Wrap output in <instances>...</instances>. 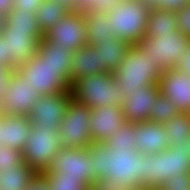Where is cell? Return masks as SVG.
I'll return each instance as SVG.
<instances>
[{
  "label": "cell",
  "mask_w": 190,
  "mask_h": 190,
  "mask_svg": "<svg viewBox=\"0 0 190 190\" xmlns=\"http://www.w3.org/2000/svg\"><path fill=\"white\" fill-rule=\"evenodd\" d=\"M4 25H5V17L2 14H0V34L2 33Z\"/></svg>",
  "instance_id": "7dc6e473"
},
{
  "label": "cell",
  "mask_w": 190,
  "mask_h": 190,
  "mask_svg": "<svg viewBox=\"0 0 190 190\" xmlns=\"http://www.w3.org/2000/svg\"><path fill=\"white\" fill-rule=\"evenodd\" d=\"M44 38L62 48L75 52L87 45V30L83 11L70 12L44 34Z\"/></svg>",
  "instance_id": "7c38bea8"
},
{
  "label": "cell",
  "mask_w": 190,
  "mask_h": 190,
  "mask_svg": "<svg viewBox=\"0 0 190 190\" xmlns=\"http://www.w3.org/2000/svg\"><path fill=\"white\" fill-rule=\"evenodd\" d=\"M187 4H190V0H162L158 6V9L177 12Z\"/></svg>",
  "instance_id": "ab89813d"
},
{
  "label": "cell",
  "mask_w": 190,
  "mask_h": 190,
  "mask_svg": "<svg viewBox=\"0 0 190 190\" xmlns=\"http://www.w3.org/2000/svg\"><path fill=\"white\" fill-rule=\"evenodd\" d=\"M2 134H1V114H0V146H1V140H2Z\"/></svg>",
  "instance_id": "681fc988"
},
{
  "label": "cell",
  "mask_w": 190,
  "mask_h": 190,
  "mask_svg": "<svg viewBox=\"0 0 190 190\" xmlns=\"http://www.w3.org/2000/svg\"><path fill=\"white\" fill-rule=\"evenodd\" d=\"M90 119L91 108L79 103L72 97L58 129L62 147L81 148L93 143L91 140Z\"/></svg>",
  "instance_id": "9c48e42d"
},
{
  "label": "cell",
  "mask_w": 190,
  "mask_h": 190,
  "mask_svg": "<svg viewBox=\"0 0 190 190\" xmlns=\"http://www.w3.org/2000/svg\"><path fill=\"white\" fill-rule=\"evenodd\" d=\"M137 136V123L126 121L111 137L104 142L108 148H121L125 151H137L135 139Z\"/></svg>",
  "instance_id": "83f0119b"
},
{
  "label": "cell",
  "mask_w": 190,
  "mask_h": 190,
  "mask_svg": "<svg viewBox=\"0 0 190 190\" xmlns=\"http://www.w3.org/2000/svg\"><path fill=\"white\" fill-rule=\"evenodd\" d=\"M176 15L178 30L187 38H190V4L184 5L176 12Z\"/></svg>",
  "instance_id": "e575fe53"
},
{
  "label": "cell",
  "mask_w": 190,
  "mask_h": 190,
  "mask_svg": "<svg viewBox=\"0 0 190 190\" xmlns=\"http://www.w3.org/2000/svg\"><path fill=\"white\" fill-rule=\"evenodd\" d=\"M176 68L190 76V46L185 51L184 57L178 62Z\"/></svg>",
  "instance_id": "b9f144b4"
},
{
  "label": "cell",
  "mask_w": 190,
  "mask_h": 190,
  "mask_svg": "<svg viewBox=\"0 0 190 190\" xmlns=\"http://www.w3.org/2000/svg\"><path fill=\"white\" fill-rule=\"evenodd\" d=\"M16 72L41 96L71 91L70 74L53 68L37 54L17 66Z\"/></svg>",
  "instance_id": "8992f818"
},
{
  "label": "cell",
  "mask_w": 190,
  "mask_h": 190,
  "mask_svg": "<svg viewBox=\"0 0 190 190\" xmlns=\"http://www.w3.org/2000/svg\"><path fill=\"white\" fill-rule=\"evenodd\" d=\"M0 65L11 71H16L17 65L7 55L5 38L0 34Z\"/></svg>",
  "instance_id": "f35d334b"
},
{
  "label": "cell",
  "mask_w": 190,
  "mask_h": 190,
  "mask_svg": "<svg viewBox=\"0 0 190 190\" xmlns=\"http://www.w3.org/2000/svg\"><path fill=\"white\" fill-rule=\"evenodd\" d=\"M72 97L93 108L122 106L126 100L123 84L112 72L85 75L71 85Z\"/></svg>",
  "instance_id": "7a4b0ae2"
},
{
  "label": "cell",
  "mask_w": 190,
  "mask_h": 190,
  "mask_svg": "<svg viewBox=\"0 0 190 190\" xmlns=\"http://www.w3.org/2000/svg\"><path fill=\"white\" fill-rule=\"evenodd\" d=\"M48 178L50 190H80L85 185L78 178L63 177L60 172H43Z\"/></svg>",
  "instance_id": "4dcf8cb0"
},
{
  "label": "cell",
  "mask_w": 190,
  "mask_h": 190,
  "mask_svg": "<svg viewBox=\"0 0 190 190\" xmlns=\"http://www.w3.org/2000/svg\"><path fill=\"white\" fill-rule=\"evenodd\" d=\"M1 34L5 38L7 55L17 66L37 53L38 43L44 38L41 30L14 29L6 21Z\"/></svg>",
  "instance_id": "5bb4252c"
},
{
  "label": "cell",
  "mask_w": 190,
  "mask_h": 190,
  "mask_svg": "<svg viewBox=\"0 0 190 190\" xmlns=\"http://www.w3.org/2000/svg\"><path fill=\"white\" fill-rule=\"evenodd\" d=\"M83 12L87 30V45L105 41L113 36L107 13L95 12L90 9Z\"/></svg>",
  "instance_id": "7402d4cb"
},
{
  "label": "cell",
  "mask_w": 190,
  "mask_h": 190,
  "mask_svg": "<svg viewBox=\"0 0 190 190\" xmlns=\"http://www.w3.org/2000/svg\"><path fill=\"white\" fill-rule=\"evenodd\" d=\"M45 172H60L63 177L78 178L85 186L93 185V169L89 163L87 147H62Z\"/></svg>",
  "instance_id": "30bf717a"
},
{
  "label": "cell",
  "mask_w": 190,
  "mask_h": 190,
  "mask_svg": "<svg viewBox=\"0 0 190 190\" xmlns=\"http://www.w3.org/2000/svg\"><path fill=\"white\" fill-rule=\"evenodd\" d=\"M25 190H50L48 178L43 173H35Z\"/></svg>",
  "instance_id": "74e56055"
},
{
  "label": "cell",
  "mask_w": 190,
  "mask_h": 190,
  "mask_svg": "<svg viewBox=\"0 0 190 190\" xmlns=\"http://www.w3.org/2000/svg\"><path fill=\"white\" fill-rule=\"evenodd\" d=\"M80 190H92V185L89 186H84L82 189Z\"/></svg>",
  "instance_id": "c3c4849f"
},
{
  "label": "cell",
  "mask_w": 190,
  "mask_h": 190,
  "mask_svg": "<svg viewBox=\"0 0 190 190\" xmlns=\"http://www.w3.org/2000/svg\"><path fill=\"white\" fill-rule=\"evenodd\" d=\"M169 146L185 145L190 138V113H179L163 124Z\"/></svg>",
  "instance_id": "4316f807"
},
{
  "label": "cell",
  "mask_w": 190,
  "mask_h": 190,
  "mask_svg": "<svg viewBox=\"0 0 190 190\" xmlns=\"http://www.w3.org/2000/svg\"><path fill=\"white\" fill-rule=\"evenodd\" d=\"M150 11L140 0H119L107 12L113 36L136 44L145 36Z\"/></svg>",
  "instance_id": "5b68a950"
},
{
  "label": "cell",
  "mask_w": 190,
  "mask_h": 190,
  "mask_svg": "<svg viewBox=\"0 0 190 190\" xmlns=\"http://www.w3.org/2000/svg\"><path fill=\"white\" fill-rule=\"evenodd\" d=\"M91 140L93 143H104L125 122L121 106H106L91 109Z\"/></svg>",
  "instance_id": "2e32d148"
},
{
  "label": "cell",
  "mask_w": 190,
  "mask_h": 190,
  "mask_svg": "<svg viewBox=\"0 0 190 190\" xmlns=\"http://www.w3.org/2000/svg\"><path fill=\"white\" fill-rule=\"evenodd\" d=\"M135 45L145 54H149L154 64L164 72L176 68L190 46V38L176 30L156 37L144 36Z\"/></svg>",
  "instance_id": "52a82bcc"
},
{
  "label": "cell",
  "mask_w": 190,
  "mask_h": 190,
  "mask_svg": "<svg viewBox=\"0 0 190 190\" xmlns=\"http://www.w3.org/2000/svg\"><path fill=\"white\" fill-rule=\"evenodd\" d=\"M70 65L71 85L85 75L109 72L100 63L99 49L94 44L84 45L73 52Z\"/></svg>",
  "instance_id": "ffe728a7"
},
{
  "label": "cell",
  "mask_w": 190,
  "mask_h": 190,
  "mask_svg": "<svg viewBox=\"0 0 190 190\" xmlns=\"http://www.w3.org/2000/svg\"><path fill=\"white\" fill-rule=\"evenodd\" d=\"M40 97L41 95L14 71L0 100V114L29 116L32 106Z\"/></svg>",
  "instance_id": "8fae6325"
},
{
  "label": "cell",
  "mask_w": 190,
  "mask_h": 190,
  "mask_svg": "<svg viewBox=\"0 0 190 190\" xmlns=\"http://www.w3.org/2000/svg\"><path fill=\"white\" fill-rule=\"evenodd\" d=\"M119 0H77V11L90 9L95 12L107 13Z\"/></svg>",
  "instance_id": "d6a6232c"
},
{
  "label": "cell",
  "mask_w": 190,
  "mask_h": 190,
  "mask_svg": "<svg viewBox=\"0 0 190 190\" xmlns=\"http://www.w3.org/2000/svg\"><path fill=\"white\" fill-rule=\"evenodd\" d=\"M5 21L14 29L41 30L36 19V13L13 8L6 16Z\"/></svg>",
  "instance_id": "f546056e"
},
{
  "label": "cell",
  "mask_w": 190,
  "mask_h": 190,
  "mask_svg": "<svg viewBox=\"0 0 190 190\" xmlns=\"http://www.w3.org/2000/svg\"><path fill=\"white\" fill-rule=\"evenodd\" d=\"M162 73L163 71L154 64L149 54H145L133 44L113 75L122 82L123 91L128 97L138 92L141 86H159Z\"/></svg>",
  "instance_id": "277c9868"
},
{
  "label": "cell",
  "mask_w": 190,
  "mask_h": 190,
  "mask_svg": "<svg viewBox=\"0 0 190 190\" xmlns=\"http://www.w3.org/2000/svg\"><path fill=\"white\" fill-rule=\"evenodd\" d=\"M135 147L145 155L160 153L169 148L164 125L152 121L138 122Z\"/></svg>",
  "instance_id": "d6986e66"
},
{
  "label": "cell",
  "mask_w": 190,
  "mask_h": 190,
  "mask_svg": "<svg viewBox=\"0 0 190 190\" xmlns=\"http://www.w3.org/2000/svg\"><path fill=\"white\" fill-rule=\"evenodd\" d=\"M67 7L71 12L77 11V0H53Z\"/></svg>",
  "instance_id": "ee69618b"
},
{
  "label": "cell",
  "mask_w": 190,
  "mask_h": 190,
  "mask_svg": "<svg viewBox=\"0 0 190 190\" xmlns=\"http://www.w3.org/2000/svg\"><path fill=\"white\" fill-rule=\"evenodd\" d=\"M34 174L35 172L24 162L5 169L4 172H0V189L25 190Z\"/></svg>",
  "instance_id": "484cf974"
},
{
  "label": "cell",
  "mask_w": 190,
  "mask_h": 190,
  "mask_svg": "<svg viewBox=\"0 0 190 190\" xmlns=\"http://www.w3.org/2000/svg\"><path fill=\"white\" fill-rule=\"evenodd\" d=\"M71 11L53 0H44L36 12L37 23L45 34L52 27L56 26Z\"/></svg>",
  "instance_id": "d4e9b609"
},
{
  "label": "cell",
  "mask_w": 190,
  "mask_h": 190,
  "mask_svg": "<svg viewBox=\"0 0 190 190\" xmlns=\"http://www.w3.org/2000/svg\"><path fill=\"white\" fill-rule=\"evenodd\" d=\"M12 73L13 71L0 65V100L2 99L3 94L5 93L7 83Z\"/></svg>",
  "instance_id": "60d3db41"
},
{
  "label": "cell",
  "mask_w": 190,
  "mask_h": 190,
  "mask_svg": "<svg viewBox=\"0 0 190 190\" xmlns=\"http://www.w3.org/2000/svg\"><path fill=\"white\" fill-rule=\"evenodd\" d=\"M190 173V159L184 145H173L160 153L143 154V190H157L177 174Z\"/></svg>",
  "instance_id": "3957f363"
},
{
  "label": "cell",
  "mask_w": 190,
  "mask_h": 190,
  "mask_svg": "<svg viewBox=\"0 0 190 190\" xmlns=\"http://www.w3.org/2000/svg\"><path fill=\"white\" fill-rule=\"evenodd\" d=\"M72 53L67 48H62L43 38L38 43L36 54L53 68L66 70L70 74Z\"/></svg>",
  "instance_id": "603a6c76"
},
{
  "label": "cell",
  "mask_w": 190,
  "mask_h": 190,
  "mask_svg": "<svg viewBox=\"0 0 190 190\" xmlns=\"http://www.w3.org/2000/svg\"><path fill=\"white\" fill-rule=\"evenodd\" d=\"M44 0H12V8H17L26 13H36Z\"/></svg>",
  "instance_id": "8d00e7d4"
},
{
  "label": "cell",
  "mask_w": 190,
  "mask_h": 190,
  "mask_svg": "<svg viewBox=\"0 0 190 190\" xmlns=\"http://www.w3.org/2000/svg\"><path fill=\"white\" fill-rule=\"evenodd\" d=\"M61 148L58 132L49 127L32 126L30 138L22 150L23 162L35 173H43Z\"/></svg>",
  "instance_id": "ba28073f"
},
{
  "label": "cell",
  "mask_w": 190,
  "mask_h": 190,
  "mask_svg": "<svg viewBox=\"0 0 190 190\" xmlns=\"http://www.w3.org/2000/svg\"><path fill=\"white\" fill-rule=\"evenodd\" d=\"M71 98V91L43 95L38 98L28 116L32 126L49 127L58 132Z\"/></svg>",
  "instance_id": "4fadbf2b"
},
{
  "label": "cell",
  "mask_w": 190,
  "mask_h": 190,
  "mask_svg": "<svg viewBox=\"0 0 190 190\" xmlns=\"http://www.w3.org/2000/svg\"><path fill=\"white\" fill-rule=\"evenodd\" d=\"M87 154L96 180L110 178L119 184L143 190V154L140 151H125L108 148L104 143H90Z\"/></svg>",
  "instance_id": "6da1fadb"
},
{
  "label": "cell",
  "mask_w": 190,
  "mask_h": 190,
  "mask_svg": "<svg viewBox=\"0 0 190 190\" xmlns=\"http://www.w3.org/2000/svg\"><path fill=\"white\" fill-rule=\"evenodd\" d=\"M23 163L22 151L0 146V172Z\"/></svg>",
  "instance_id": "1f68e13d"
},
{
  "label": "cell",
  "mask_w": 190,
  "mask_h": 190,
  "mask_svg": "<svg viewBox=\"0 0 190 190\" xmlns=\"http://www.w3.org/2000/svg\"><path fill=\"white\" fill-rule=\"evenodd\" d=\"M157 190H190V173L177 174L171 177Z\"/></svg>",
  "instance_id": "836d02e7"
},
{
  "label": "cell",
  "mask_w": 190,
  "mask_h": 190,
  "mask_svg": "<svg viewBox=\"0 0 190 190\" xmlns=\"http://www.w3.org/2000/svg\"><path fill=\"white\" fill-rule=\"evenodd\" d=\"M160 93L166 96L180 113H190V76L177 68L165 70L159 82Z\"/></svg>",
  "instance_id": "9a60e30c"
},
{
  "label": "cell",
  "mask_w": 190,
  "mask_h": 190,
  "mask_svg": "<svg viewBox=\"0 0 190 190\" xmlns=\"http://www.w3.org/2000/svg\"><path fill=\"white\" fill-rule=\"evenodd\" d=\"M92 190H137L131 186H125L113 181L110 178H102L95 180Z\"/></svg>",
  "instance_id": "d590c367"
},
{
  "label": "cell",
  "mask_w": 190,
  "mask_h": 190,
  "mask_svg": "<svg viewBox=\"0 0 190 190\" xmlns=\"http://www.w3.org/2000/svg\"><path fill=\"white\" fill-rule=\"evenodd\" d=\"M12 9V0H0V14L5 17Z\"/></svg>",
  "instance_id": "7bdbcfd3"
},
{
  "label": "cell",
  "mask_w": 190,
  "mask_h": 190,
  "mask_svg": "<svg viewBox=\"0 0 190 190\" xmlns=\"http://www.w3.org/2000/svg\"><path fill=\"white\" fill-rule=\"evenodd\" d=\"M140 1L146 8L150 10L157 9L160 3L162 2V0H140Z\"/></svg>",
  "instance_id": "f6af8a7d"
},
{
  "label": "cell",
  "mask_w": 190,
  "mask_h": 190,
  "mask_svg": "<svg viewBox=\"0 0 190 190\" xmlns=\"http://www.w3.org/2000/svg\"><path fill=\"white\" fill-rule=\"evenodd\" d=\"M179 113L177 107L160 93L152 105L149 121L164 124L168 120L175 118Z\"/></svg>",
  "instance_id": "f1b7e54d"
},
{
  "label": "cell",
  "mask_w": 190,
  "mask_h": 190,
  "mask_svg": "<svg viewBox=\"0 0 190 190\" xmlns=\"http://www.w3.org/2000/svg\"><path fill=\"white\" fill-rule=\"evenodd\" d=\"M176 30H178L176 12L158 8L150 11L145 36L156 37Z\"/></svg>",
  "instance_id": "cb8c5ba5"
},
{
  "label": "cell",
  "mask_w": 190,
  "mask_h": 190,
  "mask_svg": "<svg viewBox=\"0 0 190 190\" xmlns=\"http://www.w3.org/2000/svg\"><path fill=\"white\" fill-rule=\"evenodd\" d=\"M184 146H185V152H186L188 158L190 159V138Z\"/></svg>",
  "instance_id": "bcb514c9"
},
{
  "label": "cell",
  "mask_w": 190,
  "mask_h": 190,
  "mask_svg": "<svg viewBox=\"0 0 190 190\" xmlns=\"http://www.w3.org/2000/svg\"><path fill=\"white\" fill-rule=\"evenodd\" d=\"M159 94L157 85L141 86L138 92L130 94L121 106L125 120L132 123L149 121L152 105Z\"/></svg>",
  "instance_id": "e0dca14e"
},
{
  "label": "cell",
  "mask_w": 190,
  "mask_h": 190,
  "mask_svg": "<svg viewBox=\"0 0 190 190\" xmlns=\"http://www.w3.org/2000/svg\"><path fill=\"white\" fill-rule=\"evenodd\" d=\"M99 49L100 63L109 72L114 73L120 66V62L126 57L132 44L112 36L105 41L93 43Z\"/></svg>",
  "instance_id": "44dd1931"
},
{
  "label": "cell",
  "mask_w": 190,
  "mask_h": 190,
  "mask_svg": "<svg viewBox=\"0 0 190 190\" xmlns=\"http://www.w3.org/2000/svg\"><path fill=\"white\" fill-rule=\"evenodd\" d=\"M32 124L28 116L1 114V146L22 151L30 138Z\"/></svg>",
  "instance_id": "ac0fdd59"
}]
</instances>
